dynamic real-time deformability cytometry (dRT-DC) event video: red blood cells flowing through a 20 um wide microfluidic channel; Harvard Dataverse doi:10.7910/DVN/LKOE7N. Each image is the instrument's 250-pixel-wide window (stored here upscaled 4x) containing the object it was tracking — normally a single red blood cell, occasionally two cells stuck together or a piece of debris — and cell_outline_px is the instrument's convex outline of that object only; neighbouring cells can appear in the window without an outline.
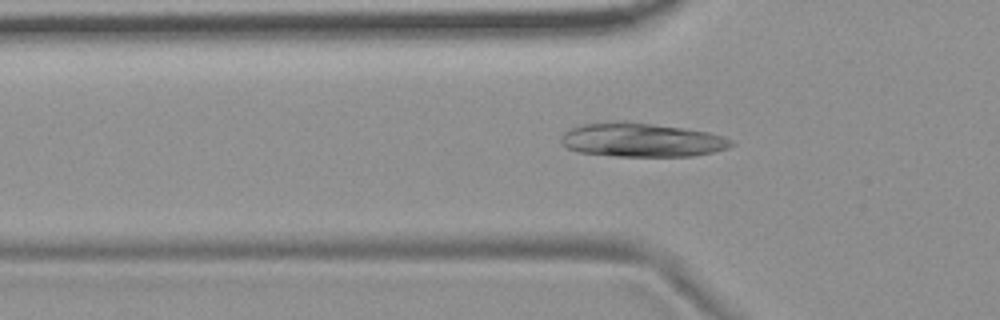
{"species": "common noctule bat (a hibernating species)", "species_latin": "Nyctalus noctula", "temperature_condition": "room temperature", "stored_images_in_passage": 43, "camera_frame_rate_fps": 3000, "um_per_image_px": 0.085, "animal": {"sex": "female", "body_mass_g": 19.9}, "frame": {"image": 1, "passage_image": 7, "time_ms": 2.0, "image_size_px": [1000, 320], "cell_outline_px": [[736, 144], [728, 148], [712, 152], [692, 156], [616, 156], [580, 152], [568, 148], [560, 144], [560, 136], [564, 132], [580, 124], [604, 120], [624, 120], [684, 128], [708, 132], [724, 136], [732, 140]], "centroid_in_image_um": [54.5, 11.87], "position_along_channel_um": 71.3, "area_um2": 34.16}}
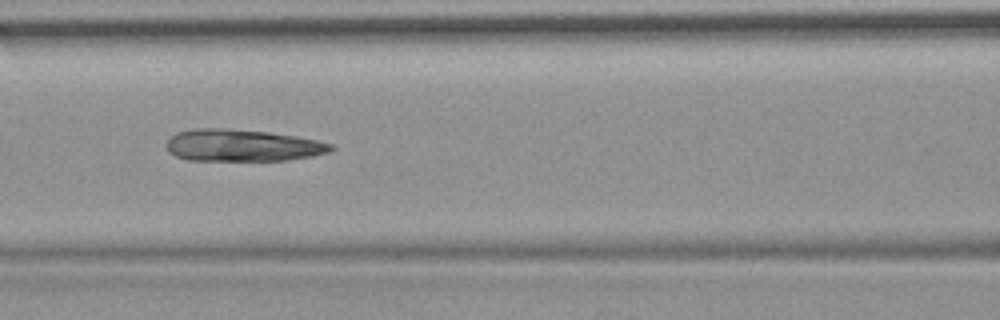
{"frame": {"image": 2, "passage_image": 13, "time_ms": 4.0, "image_size_px": [1000, 320], "cell_outline_px": [[336, 148], [332, 152], [312, 156], [288, 160], [188, 160], [176, 156], [168, 152], [168, 140], [176, 132], [196, 128], [224, 128], [268, 132], [296, 136], [316, 140], [332, 144]], "centroid_in_image_um": [20.63, 12.36], "position_along_channel_um": 146.0, "area_um2": 30.63}}
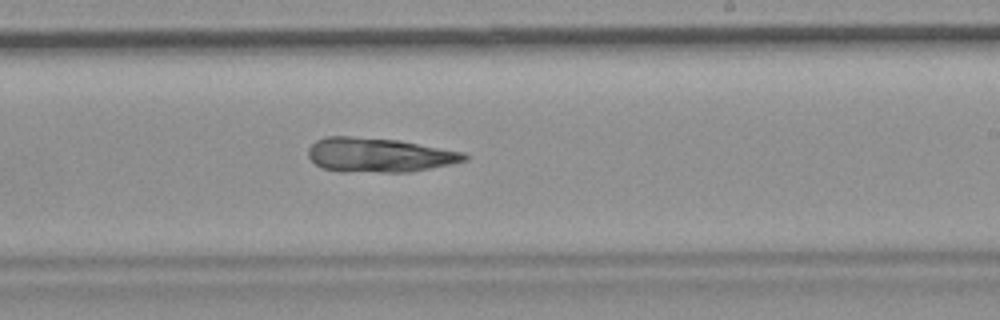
{"frame": {"image": 3, "passage_image": 22, "time_ms": 7.0, "image_size_px": [1000, 320], "cell_outline_px": [[468, 160], [408, 172], [340, 172], [320, 168], [308, 156], [308, 148], [316, 140], [324, 136], [352, 136], [400, 140], [464, 152], [468, 156]], "centroid_in_image_um": [32.17, 13.17], "position_along_channel_um": 256.8, "area_um2": 31.44}}